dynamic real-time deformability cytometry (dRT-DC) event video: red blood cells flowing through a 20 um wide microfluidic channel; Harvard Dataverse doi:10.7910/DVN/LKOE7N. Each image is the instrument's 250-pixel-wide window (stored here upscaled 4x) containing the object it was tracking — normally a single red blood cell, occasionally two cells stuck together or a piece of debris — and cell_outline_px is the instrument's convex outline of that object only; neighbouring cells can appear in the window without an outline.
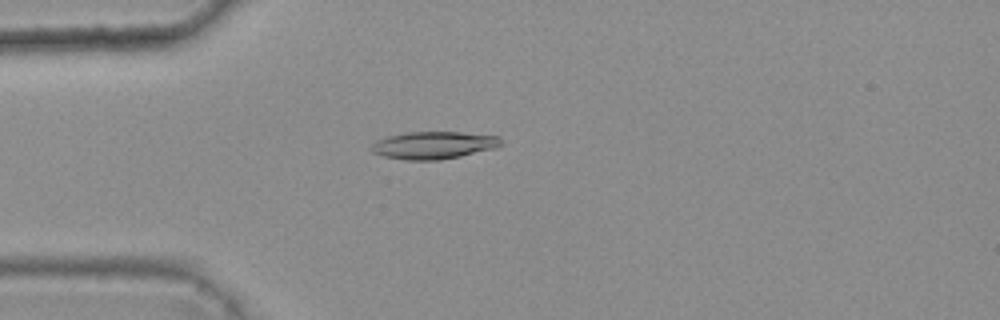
{"species": "common noctule bat (a hibernating species)", "species_latin": "Nyctalus noctula", "temperature_condition": "warm", "stored_images_in_passage": 2, "camera_frame_rate_fps": 3000, "um_per_image_px": 0.085, "animal": {"sex": "female", "body_mass_g": 25.1}, "frame": {"image": 1, "passage_image": 1, "time_ms": 0.0, "image_size_px": [1000, 320], "cell_outline_px": [[504, 144], [496, 148], [460, 156], [440, 160], [408, 160], [384, 156], [372, 152], [372, 144], [376, 140], [388, 136], [408, 132], [460, 132], [500, 136]], "centroid_in_image_um": [36.91, 12.34], "position_along_channel_um": 48.1, "area_um2": 20.75}}